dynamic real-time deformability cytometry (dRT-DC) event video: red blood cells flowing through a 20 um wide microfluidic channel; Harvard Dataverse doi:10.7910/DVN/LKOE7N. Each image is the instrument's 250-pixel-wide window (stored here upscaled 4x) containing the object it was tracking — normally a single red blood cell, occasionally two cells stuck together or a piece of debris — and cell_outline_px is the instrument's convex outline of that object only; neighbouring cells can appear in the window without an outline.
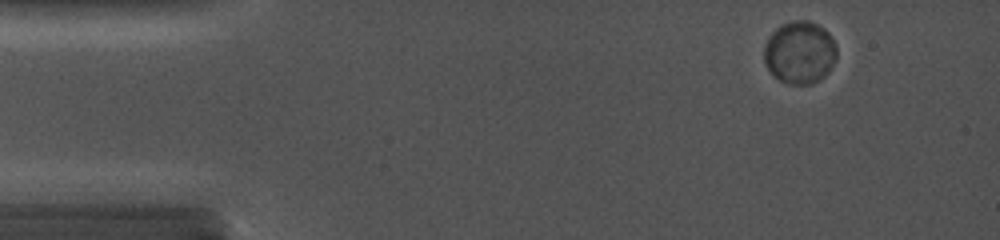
{"species": "common noctule bat (a hibernating species)", "species_latin": "Nyctalus noctula", "temperature_condition": "cold", "stored_images_in_passage": 3, "camera_frame_rate_fps": 5000, "um_per_image_px": 0.085, "animal": {"sex": "female", "body_mass_g": 19.0, "forearm_length_mm": 56.7}, "frame": {"image": 1, "passage_image": 2, "time_ms": 0.4, "image_size_px": [1000, 240], "cell_outline_px": [[832, 48], [780, 76], [768, 64], [764, 52], [764, 48], [772, 32], [780, 24], [792, 20], [808, 20], [824, 28], [828, 32], [832, 40]], "centroid_in_image_um": [67.64, 3.81], "position_along_channel_um": 17.4, "area_um2": 18.21}}